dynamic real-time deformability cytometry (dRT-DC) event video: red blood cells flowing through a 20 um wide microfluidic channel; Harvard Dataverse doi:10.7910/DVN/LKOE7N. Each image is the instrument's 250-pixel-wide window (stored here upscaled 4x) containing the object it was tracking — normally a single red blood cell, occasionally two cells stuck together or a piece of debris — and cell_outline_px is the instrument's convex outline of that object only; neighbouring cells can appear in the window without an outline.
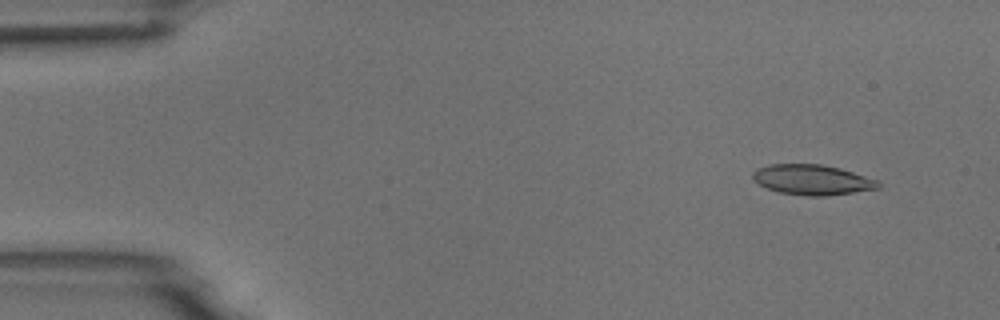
{"species": "common noctule bat (a hibernating species)", "species_latin": "Nyctalus noctula", "temperature_condition": "room temperature", "stored_images_in_passage": 5, "camera_frame_rate_fps": 3000, "um_per_image_px": 0.085, "animal": {"sex": "male", "body_mass_g": 18.8}, "frame": {"image": 1, "passage_image": 2, "time_ms": 1.333, "image_size_px": [1000, 320], "cell_outline_px": [[880, 188], [824, 196], [808, 196], [780, 192], [768, 188], [752, 180], [752, 172], [756, 168], [768, 164], [820, 164], [840, 168], [880, 180]], "centroid_in_image_um": [69.03, 15.27], "position_along_channel_um": 16.0, "area_um2": 22.14}}
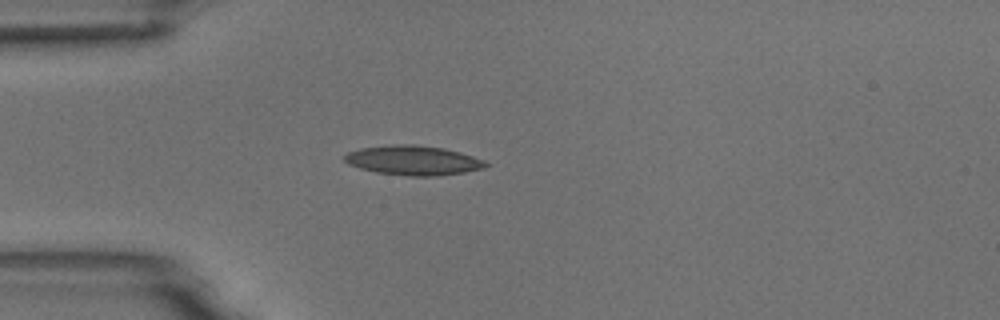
{"frame": {"image": 2, "passage_image": 5, "time_ms": 4.667, "image_size_px": [1000, 320], "cell_outline_px": [[492, 164], [484, 168], [464, 172], [436, 176], [408, 176], [376, 172], [360, 168], [348, 164], [344, 160], [344, 156], [348, 152], [360, 148], [392, 144], [412, 144], [444, 148], [460, 152], [484, 160]], "centroid_in_image_um": [35.14, 13.63], "position_along_channel_um": 49.9, "area_um2": 24.39}}